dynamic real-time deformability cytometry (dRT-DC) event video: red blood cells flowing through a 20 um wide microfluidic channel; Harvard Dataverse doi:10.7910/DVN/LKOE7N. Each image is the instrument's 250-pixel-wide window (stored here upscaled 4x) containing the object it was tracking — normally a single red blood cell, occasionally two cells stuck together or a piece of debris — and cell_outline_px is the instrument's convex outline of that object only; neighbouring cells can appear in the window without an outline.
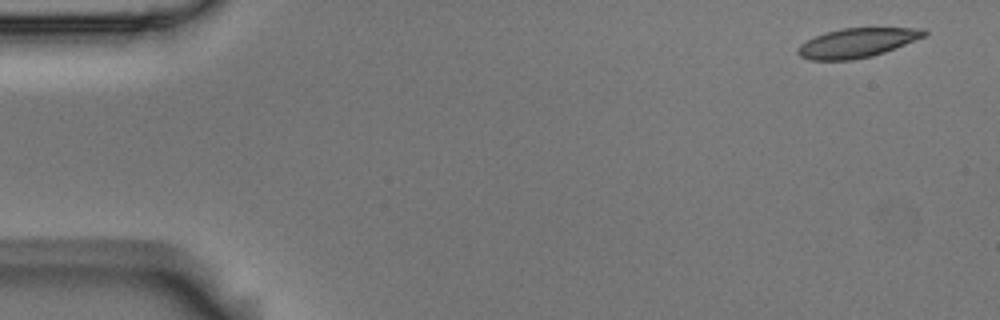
{"species": "Egyptian fruit bat (a non-hibernating species)", "species_latin": "Rousettus aegyptiacus", "temperature_condition": "room temperature", "stored_images_in_passage": 6, "camera_frame_rate_fps": 3000, "um_per_image_px": 0.085, "animal": {"sex": "male"}, "frame": {"image": 1, "passage_image": 1, "time_ms": 0.0, "image_size_px": [1000, 320], "cell_outline_px": [[928, 32], [924, 36], [884, 52], [872, 56], [852, 60], [808, 60], [800, 56], [796, 52], [800, 44], [816, 36], [840, 28], [924, 28]], "centroid_in_image_um": [72.82, 3.64], "position_along_channel_um": 12.2, "area_um2": 21.33}}
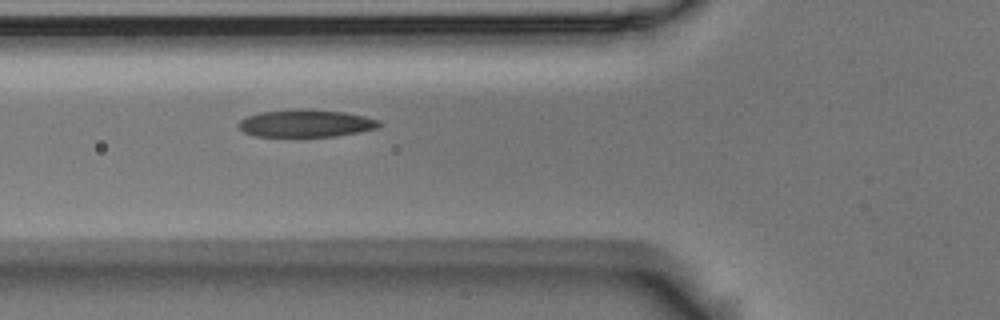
{"frame": {"image": 2, "passage_image": 6, "time_ms": 1.667, "image_size_px": [1000, 320], "cell_outline_px": [[384, 124], [380, 128], [360, 132], [336, 136], [252, 136], [244, 132], [236, 124], [240, 120], [248, 116], [260, 112], [296, 108], [300, 108], [344, 112], [364, 116], [380, 120]], "centroid_in_image_um": [26.03, 10.48], "position_along_channel_um": 99.8, "area_um2": 22.77}}